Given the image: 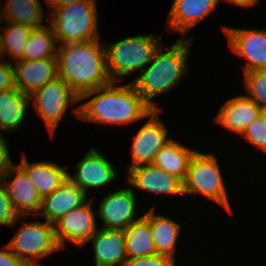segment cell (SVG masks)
<instances>
[{"instance_id":"1","label":"cell","mask_w":266,"mask_h":266,"mask_svg":"<svg viewBox=\"0 0 266 266\" xmlns=\"http://www.w3.org/2000/svg\"><path fill=\"white\" fill-rule=\"evenodd\" d=\"M91 96L93 98L89 101L74 107L76 115L85 121L129 124L148 117L153 110L139 95L133 83L118 85L117 82H111L104 87L85 92L80 97V101Z\"/></svg>"},{"instance_id":"2","label":"cell","mask_w":266,"mask_h":266,"mask_svg":"<svg viewBox=\"0 0 266 266\" xmlns=\"http://www.w3.org/2000/svg\"><path fill=\"white\" fill-rule=\"evenodd\" d=\"M99 40L67 43L57 48V75L79 98L112 82L106 70L105 46Z\"/></svg>"},{"instance_id":"3","label":"cell","mask_w":266,"mask_h":266,"mask_svg":"<svg viewBox=\"0 0 266 266\" xmlns=\"http://www.w3.org/2000/svg\"><path fill=\"white\" fill-rule=\"evenodd\" d=\"M192 39V37H188V40L186 37L178 39L170 48H166L167 51L163 45H160L150 61L151 65L149 63L143 74L133 82L139 95L153 109H158V107L151 100L156 98V95L167 92L177 85L188 71L187 55Z\"/></svg>"},{"instance_id":"4","label":"cell","mask_w":266,"mask_h":266,"mask_svg":"<svg viewBox=\"0 0 266 266\" xmlns=\"http://www.w3.org/2000/svg\"><path fill=\"white\" fill-rule=\"evenodd\" d=\"M160 40L159 37L148 34L127 37L114 44L104 45L106 70L111 81L118 82L125 75L148 66L160 47Z\"/></svg>"},{"instance_id":"5","label":"cell","mask_w":266,"mask_h":266,"mask_svg":"<svg viewBox=\"0 0 266 266\" xmlns=\"http://www.w3.org/2000/svg\"><path fill=\"white\" fill-rule=\"evenodd\" d=\"M96 3L77 2L51 11V28L57 44L100 39Z\"/></svg>"},{"instance_id":"6","label":"cell","mask_w":266,"mask_h":266,"mask_svg":"<svg viewBox=\"0 0 266 266\" xmlns=\"http://www.w3.org/2000/svg\"><path fill=\"white\" fill-rule=\"evenodd\" d=\"M218 160L212 154L194 153L183 181L184 194L198 193L217 202L232 214Z\"/></svg>"},{"instance_id":"7","label":"cell","mask_w":266,"mask_h":266,"mask_svg":"<svg viewBox=\"0 0 266 266\" xmlns=\"http://www.w3.org/2000/svg\"><path fill=\"white\" fill-rule=\"evenodd\" d=\"M53 227L47 221L23 223L7 245L27 266H39V258L60 249Z\"/></svg>"},{"instance_id":"8","label":"cell","mask_w":266,"mask_h":266,"mask_svg":"<svg viewBox=\"0 0 266 266\" xmlns=\"http://www.w3.org/2000/svg\"><path fill=\"white\" fill-rule=\"evenodd\" d=\"M39 116L43 118L50 135L53 136L64 112L70 104H77L79 96L60 77H56L31 95Z\"/></svg>"},{"instance_id":"9","label":"cell","mask_w":266,"mask_h":266,"mask_svg":"<svg viewBox=\"0 0 266 266\" xmlns=\"http://www.w3.org/2000/svg\"><path fill=\"white\" fill-rule=\"evenodd\" d=\"M162 109H153L148 116V121L138 130L131 146L132 165L128 170L141 165L152 164L156 154L172 138L168 139L167 128L159 118L158 113Z\"/></svg>"},{"instance_id":"10","label":"cell","mask_w":266,"mask_h":266,"mask_svg":"<svg viewBox=\"0 0 266 266\" xmlns=\"http://www.w3.org/2000/svg\"><path fill=\"white\" fill-rule=\"evenodd\" d=\"M95 220L91 200L60 217L53 227L60 249L66 240L83 247L97 231Z\"/></svg>"},{"instance_id":"11","label":"cell","mask_w":266,"mask_h":266,"mask_svg":"<svg viewBox=\"0 0 266 266\" xmlns=\"http://www.w3.org/2000/svg\"><path fill=\"white\" fill-rule=\"evenodd\" d=\"M6 178H10L11 181L6 183ZM0 179L4 183L12 207L18 216L38 214L42 198L27 174L18 165H12L0 173Z\"/></svg>"},{"instance_id":"12","label":"cell","mask_w":266,"mask_h":266,"mask_svg":"<svg viewBox=\"0 0 266 266\" xmlns=\"http://www.w3.org/2000/svg\"><path fill=\"white\" fill-rule=\"evenodd\" d=\"M223 30L232 51L245 57L248 61L243 67V73L266 69V29L246 30L224 26Z\"/></svg>"},{"instance_id":"13","label":"cell","mask_w":266,"mask_h":266,"mask_svg":"<svg viewBox=\"0 0 266 266\" xmlns=\"http://www.w3.org/2000/svg\"><path fill=\"white\" fill-rule=\"evenodd\" d=\"M136 199L131 188L119 189L109 193L101 201L97 214L102 218L105 229L125 230L133 222L137 221L134 216Z\"/></svg>"},{"instance_id":"14","label":"cell","mask_w":266,"mask_h":266,"mask_svg":"<svg viewBox=\"0 0 266 266\" xmlns=\"http://www.w3.org/2000/svg\"><path fill=\"white\" fill-rule=\"evenodd\" d=\"M117 178L116 172L110 162L92 148L77 164L74 176L68 173V179L82 189L85 194L89 188H98L108 185Z\"/></svg>"},{"instance_id":"15","label":"cell","mask_w":266,"mask_h":266,"mask_svg":"<svg viewBox=\"0 0 266 266\" xmlns=\"http://www.w3.org/2000/svg\"><path fill=\"white\" fill-rule=\"evenodd\" d=\"M129 184L150 193L180 195L184 194L183 181L166 173L159 167L148 164L128 170Z\"/></svg>"},{"instance_id":"16","label":"cell","mask_w":266,"mask_h":266,"mask_svg":"<svg viewBox=\"0 0 266 266\" xmlns=\"http://www.w3.org/2000/svg\"><path fill=\"white\" fill-rule=\"evenodd\" d=\"M220 0H174L168 14L169 29L184 35L211 14Z\"/></svg>"},{"instance_id":"17","label":"cell","mask_w":266,"mask_h":266,"mask_svg":"<svg viewBox=\"0 0 266 266\" xmlns=\"http://www.w3.org/2000/svg\"><path fill=\"white\" fill-rule=\"evenodd\" d=\"M15 85L21 92L31 95L57 75V59L19 60L14 67Z\"/></svg>"},{"instance_id":"18","label":"cell","mask_w":266,"mask_h":266,"mask_svg":"<svg viewBox=\"0 0 266 266\" xmlns=\"http://www.w3.org/2000/svg\"><path fill=\"white\" fill-rule=\"evenodd\" d=\"M86 198L85 192L67 179L54 192L42 198L38 214L54 224L60 217L84 204Z\"/></svg>"},{"instance_id":"19","label":"cell","mask_w":266,"mask_h":266,"mask_svg":"<svg viewBox=\"0 0 266 266\" xmlns=\"http://www.w3.org/2000/svg\"><path fill=\"white\" fill-rule=\"evenodd\" d=\"M90 240L96 266H124L127 260L124 230L97 229Z\"/></svg>"},{"instance_id":"20","label":"cell","mask_w":266,"mask_h":266,"mask_svg":"<svg viewBox=\"0 0 266 266\" xmlns=\"http://www.w3.org/2000/svg\"><path fill=\"white\" fill-rule=\"evenodd\" d=\"M258 116H260V107L256 106L249 97L242 95L228 99L220 108L215 121L227 130L242 135Z\"/></svg>"},{"instance_id":"21","label":"cell","mask_w":266,"mask_h":266,"mask_svg":"<svg viewBox=\"0 0 266 266\" xmlns=\"http://www.w3.org/2000/svg\"><path fill=\"white\" fill-rule=\"evenodd\" d=\"M17 165L27 174L41 198L54 192L68 179L65 168L54 162L41 161L30 164L23 155L20 164Z\"/></svg>"},{"instance_id":"22","label":"cell","mask_w":266,"mask_h":266,"mask_svg":"<svg viewBox=\"0 0 266 266\" xmlns=\"http://www.w3.org/2000/svg\"><path fill=\"white\" fill-rule=\"evenodd\" d=\"M30 95L18 88L0 91V131L16 130L22 124Z\"/></svg>"},{"instance_id":"23","label":"cell","mask_w":266,"mask_h":266,"mask_svg":"<svg viewBox=\"0 0 266 266\" xmlns=\"http://www.w3.org/2000/svg\"><path fill=\"white\" fill-rule=\"evenodd\" d=\"M124 232L127 258H138L157 254L149 224V212L139 217Z\"/></svg>"},{"instance_id":"24","label":"cell","mask_w":266,"mask_h":266,"mask_svg":"<svg viewBox=\"0 0 266 266\" xmlns=\"http://www.w3.org/2000/svg\"><path fill=\"white\" fill-rule=\"evenodd\" d=\"M195 152L172 139L160 149L152 164L184 181Z\"/></svg>"},{"instance_id":"25","label":"cell","mask_w":266,"mask_h":266,"mask_svg":"<svg viewBox=\"0 0 266 266\" xmlns=\"http://www.w3.org/2000/svg\"><path fill=\"white\" fill-rule=\"evenodd\" d=\"M149 224L156 253L174 259L175 244L181 225L161 214L155 215L154 208L149 210Z\"/></svg>"},{"instance_id":"26","label":"cell","mask_w":266,"mask_h":266,"mask_svg":"<svg viewBox=\"0 0 266 266\" xmlns=\"http://www.w3.org/2000/svg\"><path fill=\"white\" fill-rule=\"evenodd\" d=\"M3 10L0 9V22L27 24L34 28L43 25V9L38 0H6ZM4 17V18H3Z\"/></svg>"},{"instance_id":"27","label":"cell","mask_w":266,"mask_h":266,"mask_svg":"<svg viewBox=\"0 0 266 266\" xmlns=\"http://www.w3.org/2000/svg\"><path fill=\"white\" fill-rule=\"evenodd\" d=\"M56 45L58 44L51 26L34 28L26 42L23 56L19 60L56 58L58 48Z\"/></svg>"},{"instance_id":"28","label":"cell","mask_w":266,"mask_h":266,"mask_svg":"<svg viewBox=\"0 0 266 266\" xmlns=\"http://www.w3.org/2000/svg\"><path fill=\"white\" fill-rule=\"evenodd\" d=\"M6 23L8 26L4 29L2 28V31H4L5 34L1 35L2 57L9 53L8 55L18 61L23 56L24 49L26 48V42L28 41L30 33L33 31L34 27L15 22Z\"/></svg>"},{"instance_id":"29","label":"cell","mask_w":266,"mask_h":266,"mask_svg":"<svg viewBox=\"0 0 266 266\" xmlns=\"http://www.w3.org/2000/svg\"><path fill=\"white\" fill-rule=\"evenodd\" d=\"M249 97L256 106H266V69L252 70L244 74Z\"/></svg>"},{"instance_id":"30","label":"cell","mask_w":266,"mask_h":266,"mask_svg":"<svg viewBox=\"0 0 266 266\" xmlns=\"http://www.w3.org/2000/svg\"><path fill=\"white\" fill-rule=\"evenodd\" d=\"M242 134L247 141L266 152V124L260 116L253 120Z\"/></svg>"},{"instance_id":"31","label":"cell","mask_w":266,"mask_h":266,"mask_svg":"<svg viewBox=\"0 0 266 266\" xmlns=\"http://www.w3.org/2000/svg\"><path fill=\"white\" fill-rule=\"evenodd\" d=\"M19 217L22 216H18V214L14 211L6 188L0 179V224L13 227Z\"/></svg>"},{"instance_id":"32","label":"cell","mask_w":266,"mask_h":266,"mask_svg":"<svg viewBox=\"0 0 266 266\" xmlns=\"http://www.w3.org/2000/svg\"><path fill=\"white\" fill-rule=\"evenodd\" d=\"M124 266H175V259L161 254L151 256L127 258Z\"/></svg>"},{"instance_id":"33","label":"cell","mask_w":266,"mask_h":266,"mask_svg":"<svg viewBox=\"0 0 266 266\" xmlns=\"http://www.w3.org/2000/svg\"><path fill=\"white\" fill-rule=\"evenodd\" d=\"M0 62V91L16 88L15 72L11 63ZM4 62V63H3Z\"/></svg>"},{"instance_id":"34","label":"cell","mask_w":266,"mask_h":266,"mask_svg":"<svg viewBox=\"0 0 266 266\" xmlns=\"http://www.w3.org/2000/svg\"><path fill=\"white\" fill-rule=\"evenodd\" d=\"M0 266H27L20 258H18L8 247L4 245L0 251Z\"/></svg>"},{"instance_id":"35","label":"cell","mask_w":266,"mask_h":266,"mask_svg":"<svg viewBox=\"0 0 266 266\" xmlns=\"http://www.w3.org/2000/svg\"><path fill=\"white\" fill-rule=\"evenodd\" d=\"M12 165L7 142L0 131V173L6 171Z\"/></svg>"},{"instance_id":"36","label":"cell","mask_w":266,"mask_h":266,"mask_svg":"<svg viewBox=\"0 0 266 266\" xmlns=\"http://www.w3.org/2000/svg\"><path fill=\"white\" fill-rule=\"evenodd\" d=\"M48 3L49 9L54 11L62 6H67L77 2L96 3V0H45Z\"/></svg>"},{"instance_id":"37","label":"cell","mask_w":266,"mask_h":266,"mask_svg":"<svg viewBox=\"0 0 266 266\" xmlns=\"http://www.w3.org/2000/svg\"><path fill=\"white\" fill-rule=\"evenodd\" d=\"M227 1L231 2L235 5L242 6L244 8L245 7H252V6H255V4L259 3V0H227Z\"/></svg>"},{"instance_id":"38","label":"cell","mask_w":266,"mask_h":266,"mask_svg":"<svg viewBox=\"0 0 266 266\" xmlns=\"http://www.w3.org/2000/svg\"><path fill=\"white\" fill-rule=\"evenodd\" d=\"M260 117L266 124V106L260 107Z\"/></svg>"},{"instance_id":"39","label":"cell","mask_w":266,"mask_h":266,"mask_svg":"<svg viewBox=\"0 0 266 266\" xmlns=\"http://www.w3.org/2000/svg\"><path fill=\"white\" fill-rule=\"evenodd\" d=\"M0 24H1V22H0ZM1 32H0V58H1V60H2V37H1Z\"/></svg>"}]
</instances>
